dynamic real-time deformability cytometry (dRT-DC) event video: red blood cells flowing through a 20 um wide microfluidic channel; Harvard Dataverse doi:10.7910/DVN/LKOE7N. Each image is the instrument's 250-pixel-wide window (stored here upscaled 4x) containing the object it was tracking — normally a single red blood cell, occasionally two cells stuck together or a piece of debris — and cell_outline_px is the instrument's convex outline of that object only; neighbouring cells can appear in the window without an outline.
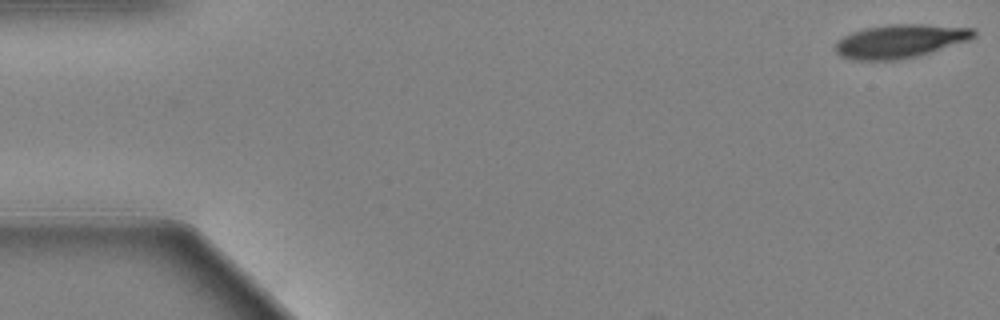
{"species": "Egyptian fruit bat (a non-hibernating species)", "species_latin": "Rousettus aegyptiacus", "temperature_condition": "warm", "stored_images_in_passage": 61, "camera_frame_rate_fps": 3000, "um_per_image_px": 0.085, "animal": {"sex": "female"}, "frame": {"image": 1, "passage_image": 1, "time_ms": 0.0, "image_size_px": [1000, 320], "cell_outline_px": [[976, 36], [968, 40], [920, 56], [896, 60], [852, 60], [840, 56], [836, 52], [836, 40], [852, 32], [864, 28], [888, 24], [920, 24], [976, 28]], "centroid_in_image_um": [76.51, 3.5], "position_along_channel_um": 8.5, "area_um2": 27.22}}
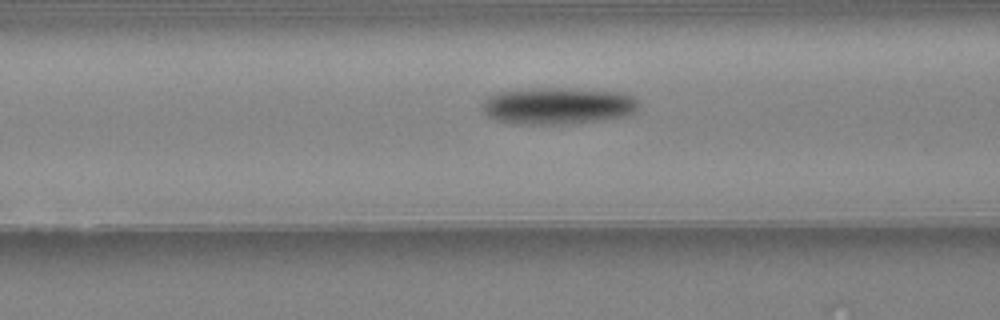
{"frame": {"image": 2, "passage_image": 24, "time_ms": 7.667, "image_size_px": [1000, 320], "cell_outline_px": [[640, 108], [636, 112], [624, 116], [596, 120], [564, 124], [512, 124], [496, 120], [488, 116], [480, 108], [480, 104], [488, 96], [496, 92], [536, 88], [560, 88], [624, 92], [640, 100]], "centroid_in_image_um": [47.4, 8.99], "position_along_channel_um": 119.2, "area_um2": 33.93}}
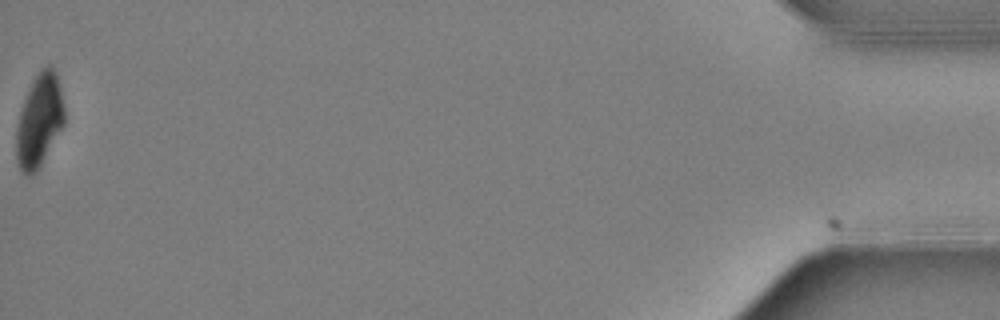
{"frame": {"image": 3, "passage_image": 61, "time_ms": 20.0, "image_size_px": [1000, 320], "cell_outline_px": [[64, 124], [40, 168], [32, 176], [24, 176], [20, 172], [16, 160], [16, 128], [20, 108], [36, 76], [48, 64], [52, 64], [56, 72], [60, 84], [64, 104]], "centroid_in_image_um": [3.34, 10.31], "position_along_channel_um": 431.9, "area_um2": 26.36}, "authors_computed_cell_mechanics": {"area_um2": 29.8826, "velocity_mm_per_s": 3.35, "shape_relaxation_time_tau1_ms": 3.0837, "shape_relaxation_time_tau2_ms": null, "deformation_change_tau1": 0.1735, "deformation_change_tau2": null}}